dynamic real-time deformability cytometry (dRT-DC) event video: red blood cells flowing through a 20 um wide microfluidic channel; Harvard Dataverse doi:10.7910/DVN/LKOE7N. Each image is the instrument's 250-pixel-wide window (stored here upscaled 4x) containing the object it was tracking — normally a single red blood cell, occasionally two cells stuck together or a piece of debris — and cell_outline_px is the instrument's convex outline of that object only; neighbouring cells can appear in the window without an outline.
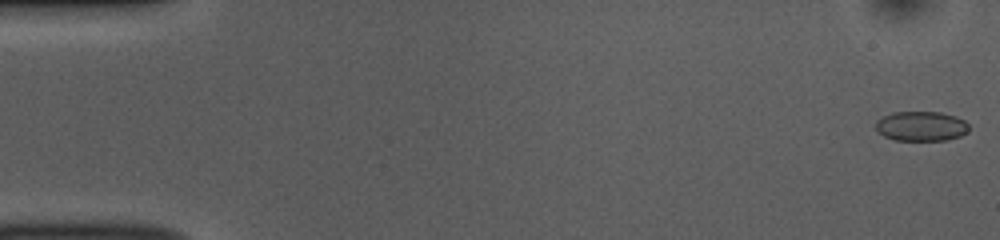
{"species": "common noctule bat (a hibernating species)", "species_latin": "Nyctalus noctula", "temperature_condition": "room temperature", "stored_images_in_passage": 52, "camera_frame_rate_fps": 3000, "um_per_image_px": 0.085, "animal": {"sex": "female", "body_mass_g": 10.0, "forearm_length_mm": 53.1}, "frame": {"image": 1, "passage_image": 1, "time_ms": 0.0, "image_size_px": [1000, 240], "cell_outline_px": [[968, 132], [960, 136], [948, 140], [892, 140], [884, 136], [876, 128], [876, 120], [892, 112], [940, 112], [956, 116], [964, 120], [968, 124]], "centroid_in_image_um": [78.31, 10.72], "position_along_channel_um": 6.7, "area_um2": 16.18}}
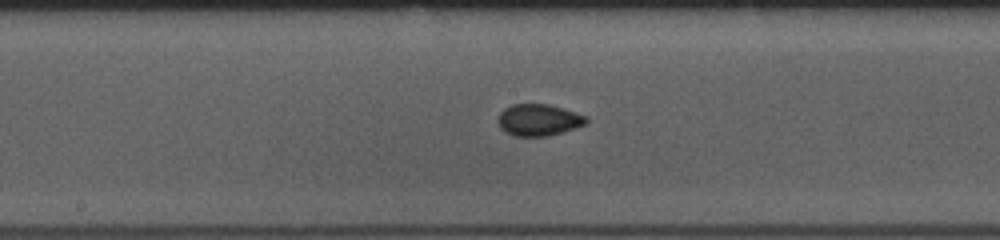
{"frame": {"image": 2, "passage_image": 27, "time_ms": 8.667, "image_size_px": [1000, 240], "cell_outline_px": [[588, 124], [576, 128], [548, 136], [516, 136], [500, 128], [500, 112], [504, 108], [512, 104], [548, 104], [564, 108], [588, 116]], "centroid_in_image_um": [45.86, 10.18], "position_along_channel_um": 202.3, "area_um2": 16.3}}
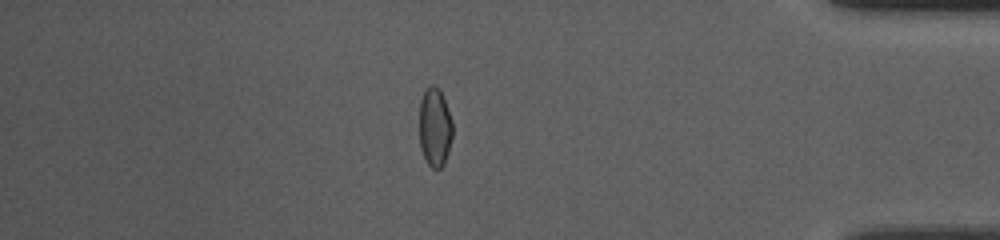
{"frame": {"image": 3, "passage_image": 45, "time_ms": 14.667, "image_size_px": [1000, 240], "cell_outline_px": [[452, 136], [448, 152], [444, 164], [436, 172], [428, 164], [420, 148], [420, 100], [424, 88], [428, 84], [436, 84], [440, 88], [452, 120]], "centroid_in_image_um": [36.95, 10.78], "position_along_channel_um": 398.2, "area_um2": 15.61}, "authors_computed_cell_mechanics": {"area_um2": 15.9528, "velocity_mm_per_s": 3.8479, "shape_relaxation_time_tau1_ms": null, "shape_relaxation_time_tau2_ms": 1.8014, "deformation_change_tau1": null, "deformation_change_tau2": 0.0533}}